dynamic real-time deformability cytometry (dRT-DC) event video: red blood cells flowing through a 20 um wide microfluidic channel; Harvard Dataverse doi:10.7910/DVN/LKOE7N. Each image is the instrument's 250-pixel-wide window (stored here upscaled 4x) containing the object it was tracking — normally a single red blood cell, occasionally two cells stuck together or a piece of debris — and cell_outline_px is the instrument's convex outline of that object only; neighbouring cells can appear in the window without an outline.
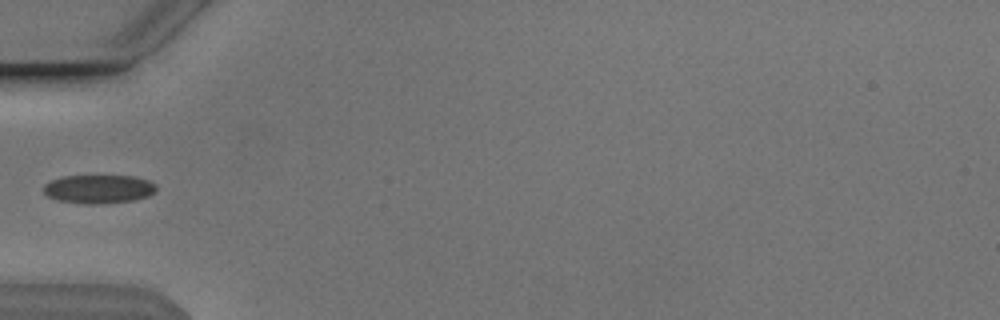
{"species": "Egyptian fruit bat (a non-hibernating species)", "species_latin": "Rousettus aegyptiacus", "temperature_condition": "cold", "stored_images_in_passage": 16, "camera_frame_rate_fps": 3000, "um_per_image_px": 0.085, "animal": {"sex": "male"}, "frame": {"image": 1, "passage_image": 1, "time_ms": 0.0, "image_size_px": [1000, 320], "cell_outline_px": [[156, 188], [148, 196], [136, 200], [104, 204], [84, 204], [56, 200], [48, 196], [44, 192], [44, 184], [60, 176], [132, 176], [148, 180], [156, 184]], "centroid_in_image_um": [8.37, 16.08], "position_along_channel_um": 76.6, "area_um2": 18.9}}
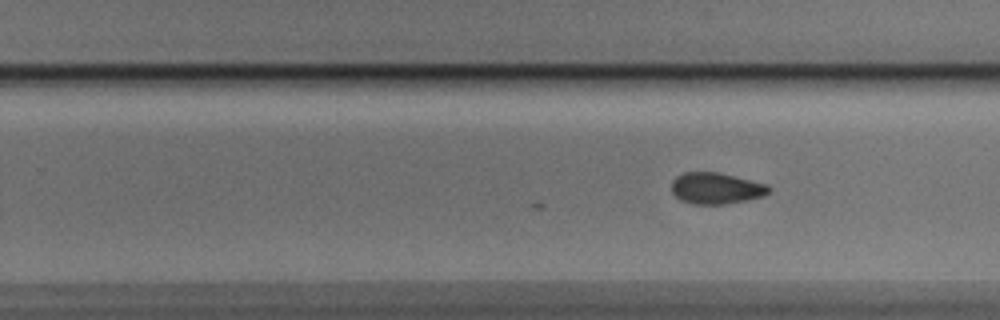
{"frame": {"image": 2, "passage_image": 16, "time_ms": 5.0, "image_size_px": [1000, 320], "cell_outline_px": [[772, 188], [764, 196], [748, 200], [724, 204], [692, 204], [680, 200], [672, 192], [672, 180], [676, 176], [684, 172], [716, 172], [768, 184]], "centroid_in_image_um": [60.87, 16.01], "position_along_channel_um": 268.9, "area_um2": 17.8}}